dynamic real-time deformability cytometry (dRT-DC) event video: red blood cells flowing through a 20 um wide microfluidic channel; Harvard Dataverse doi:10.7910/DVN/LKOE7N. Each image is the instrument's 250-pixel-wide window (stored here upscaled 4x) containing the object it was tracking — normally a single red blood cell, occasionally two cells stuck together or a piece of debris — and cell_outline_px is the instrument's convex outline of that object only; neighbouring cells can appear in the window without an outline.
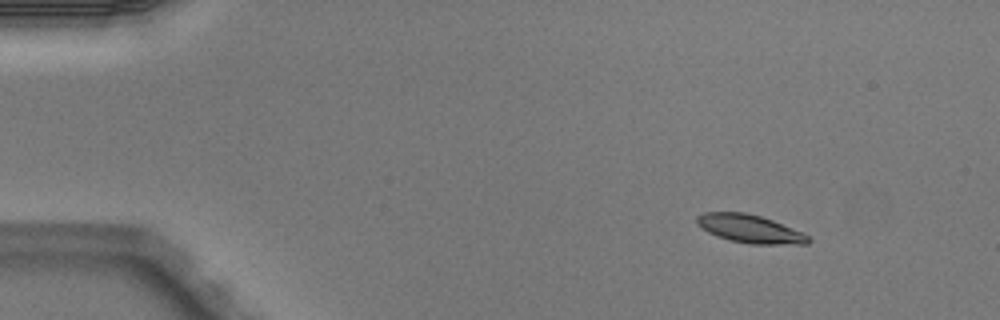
{"species": "Egyptian fruit bat (a non-hibernating species)", "species_latin": "Rousettus aegyptiacus", "temperature_condition": "warm", "stored_images_in_passage": 4, "camera_frame_rate_fps": 3000, "um_per_image_px": 0.085, "animal": {"sex": "male"}, "frame": {"image": 1, "passage_image": 1, "time_ms": 0.0, "image_size_px": [1000, 320], "cell_outline_px": [[812, 240], [808, 244], [752, 244], [728, 240], [708, 232], [700, 228], [696, 224], [696, 216], [704, 212], [744, 212], [760, 216], [772, 220], [800, 232], [808, 236]], "centroid_in_image_um": [63.69, 19.45], "position_along_channel_um": 21.3, "area_um2": 18.21}}
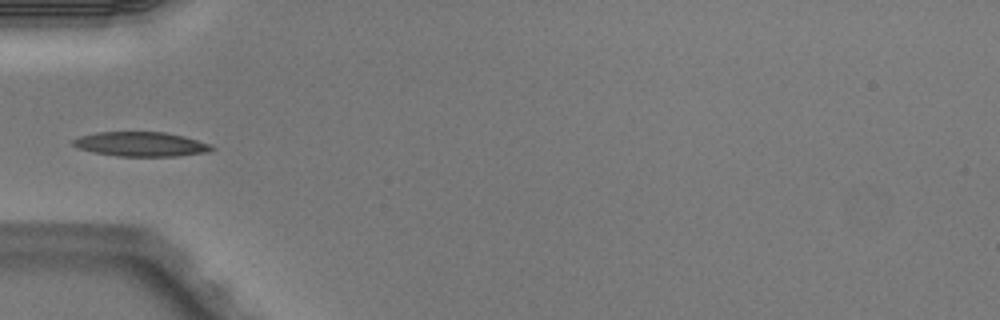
{"frame": {"image": 2, "passage_image": 4, "time_ms": 1.0, "image_size_px": [1000, 320], "cell_outline_px": [[216, 148], [208, 152], [176, 156], [116, 156], [92, 152], [80, 148], [72, 144], [72, 140], [80, 136], [96, 132], [164, 132], [184, 136], [208, 144]], "centroid_in_image_um": [11.96, 12.25], "position_along_channel_um": 73.0, "area_um2": 19.65}}